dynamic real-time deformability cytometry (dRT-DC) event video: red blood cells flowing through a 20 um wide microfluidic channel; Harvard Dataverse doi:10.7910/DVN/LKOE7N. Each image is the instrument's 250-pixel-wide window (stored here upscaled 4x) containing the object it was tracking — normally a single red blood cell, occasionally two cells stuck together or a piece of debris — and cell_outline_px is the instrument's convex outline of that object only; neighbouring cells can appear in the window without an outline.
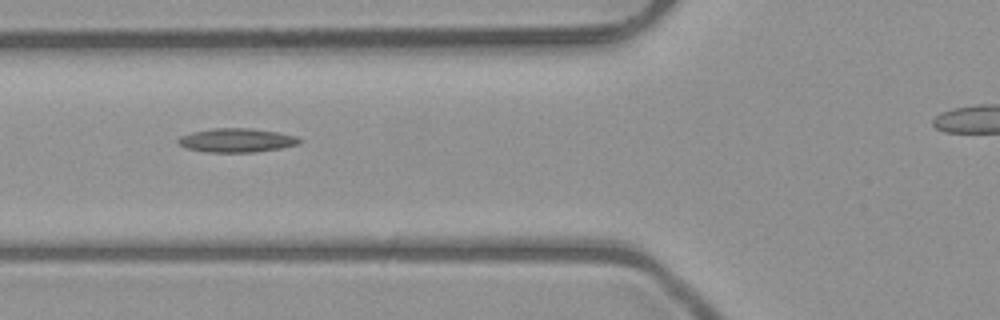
{"species": "common noctule bat (a hibernating species)", "species_latin": "Nyctalus noctula", "temperature_condition": "room temperature", "stored_images_in_passage": 6, "camera_frame_rate_fps": 3000, "um_per_image_px": 0.085, "animal": {"sex": "male", "body_mass_g": 23.1, "forearm_length_mm": 52.7}, "frame": {"image": 1, "passage_image": 4, "time_ms": 1.0, "image_size_px": [1000, 320], "cell_outline_px": [[304, 140], [300, 144], [280, 148], [256, 152], [204, 152], [184, 148], [176, 140], [180, 136], [192, 132], [212, 128], [252, 128], [276, 132], [296, 136]], "centroid_in_image_um": [20.11, 11.93], "position_along_channel_um": 105.7, "area_um2": 17.05}}